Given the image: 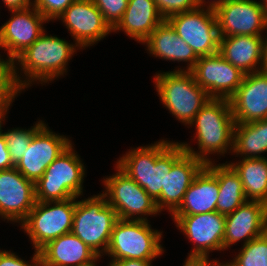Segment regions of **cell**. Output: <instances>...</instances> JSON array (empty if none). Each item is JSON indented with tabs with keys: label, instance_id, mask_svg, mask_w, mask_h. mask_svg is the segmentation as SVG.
<instances>
[{
	"label": "cell",
	"instance_id": "cell-1",
	"mask_svg": "<svg viewBox=\"0 0 267 266\" xmlns=\"http://www.w3.org/2000/svg\"><path fill=\"white\" fill-rule=\"evenodd\" d=\"M184 153L179 142L161 140L150 146L132 149L116 165L156 201L165 189L167 173Z\"/></svg>",
	"mask_w": 267,
	"mask_h": 266
},
{
	"label": "cell",
	"instance_id": "cell-2",
	"mask_svg": "<svg viewBox=\"0 0 267 266\" xmlns=\"http://www.w3.org/2000/svg\"><path fill=\"white\" fill-rule=\"evenodd\" d=\"M192 124L196 125V138L200 151L192 150L186 143L180 145L186 153L204 164L211 162L206 155L214 152L224 154L227 149H233L235 121L230 100L211 98L195 115L190 125Z\"/></svg>",
	"mask_w": 267,
	"mask_h": 266
},
{
	"label": "cell",
	"instance_id": "cell-3",
	"mask_svg": "<svg viewBox=\"0 0 267 266\" xmlns=\"http://www.w3.org/2000/svg\"><path fill=\"white\" fill-rule=\"evenodd\" d=\"M156 90L160 100L181 122L190 125L195 115L211 99L195 81L191 72L178 68L156 74Z\"/></svg>",
	"mask_w": 267,
	"mask_h": 266
},
{
	"label": "cell",
	"instance_id": "cell-4",
	"mask_svg": "<svg viewBox=\"0 0 267 266\" xmlns=\"http://www.w3.org/2000/svg\"><path fill=\"white\" fill-rule=\"evenodd\" d=\"M105 198L102 193L76 201L71 231L99 257L103 252L106 254L112 230L119 219Z\"/></svg>",
	"mask_w": 267,
	"mask_h": 266
},
{
	"label": "cell",
	"instance_id": "cell-5",
	"mask_svg": "<svg viewBox=\"0 0 267 266\" xmlns=\"http://www.w3.org/2000/svg\"><path fill=\"white\" fill-rule=\"evenodd\" d=\"M76 48L73 44L55 36L42 35L14 61L21 64L24 74L30 79L41 82L52 81L66 72V64L74 54Z\"/></svg>",
	"mask_w": 267,
	"mask_h": 266
},
{
	"label": "cell",
	"instance_id": "cell-6",
	"mask_svg": "<svg viewBox=\"0 0 267 266\" xmlns=\"http://www.w3.org/2000/svg\"><path fill=\"white\" fill-rule=\"evenodd\" d=\"M72 147L63 151L35 183L36 201H63L83 193L85 168Z\"/></svg>",
	"mask_w": 267,
	"mask_h": 266
},
{
	"label": "cell",
	"instance_id": "cell-7",
	"mask_svg": "<svg viewBox=\"0 0 267 266\" xmlns=\"http://www.w3.org/2000/svg\"><path fill=\"white\" fill-rule=\"evenodd\" d=\"M152 230L148 221L118 219L106 251L112 261L122 259L152 261L164 251L161 234Z\"/></svg>",
	"mask_w": 267,
	"mask_h": 266
},
{
	"label": "cell",
	"instance_id": "cell-8",
	"mask_svg": "<svg viewBox=\"0 0 267 266\" xmlns=\"http://www.w3.org/2000/svg\"><path fill=\"white\" fill-rule=\"evenodd\" d=\"M76 197L63 201H37L21 227L29 235L35 250L72 231ZM53 203V206H50ZM55 204V205H54Z\"/></svg>",
	"mask_w": 267,
	"mask_h": 266
},
{
	"label": "cell",
	"instance_id": "cell-9",
	"mask_svg": "<svg viewBox=\"0 0 267 266\" xmlns=\"http://www.w3.org/2000/svg\"><path fill=\"white\" fill-rule=\"evenodd\" d=\"M207 8L215 11L220 37L258 36L267 29V13L260 2L214 0Z\"/></svg>",
	"mask_w": 267,
	"mask_h": 266
},
{
	"label": "cell",
	"instance_id": "cell-10",
	"mask_svg": "<svg viewBox=\"0 0 267 266\" xmlns=\"http://www.w3.org/2000/svg\"><path fill=\"white\" fill-rule=\"evenodd\" d=\"M198 57L219 52V32L215 11L198 7L166 19Z\"/></svg>",
	"mask_w": 267,
	"mask_h": 266
},
{
	"label": "cell",
	"instance_id": "cell-11",
	"mask_svg": "<svg viewBox=\"0 0 267 266\" xmlns=\"http://www.w3.org/2000/svg\"><path fill=\"white\" fill-rule=\"evenodd\" d=\"M118 172L104 179L105 191L103 194L108 198L107 203L116 211L119 219L145 220L140 214L153 215L160 212L156 202L147 192L131 177L123 172L117 165ZM109 196V197H108ZM135 215H139L133 217Z\"/></svg>",
	"mask_w": 267,
	"mask_h": 266
},
{
	"label": "cell",
	"instance_id": "cell-12",
	"mask_svg": "<svg viewBox=\"0 0 267 266\" xmlns=\"http://www.w3.org/2000/svg\"><path fill=\"white\" fill-rule=\"evenodd\" d=\"M190 72L210 98L228 100L235 94L245 76V73L219 53L199 57Z\"/></svg>",
	"mask_w": 267,
	"mask_h": 266
},
{
	"label": "cell",
	"instance_id": "cell-13",
	"mask_svg": "<svg viewBox=\"0 0 267 266\" xmlns=\"http://www.w3.org/2000/svg\"><path fill=\"white\" fill-rule=\"evenodd\" d=\"M171 216L176 226L196 245L188 257L208 258L210 251L223 250L225 215L214 211Z\"/></svg>",
	"mask_w": 267,
	"mask_h": 266
},
{
	"label": "cell",
	"instance_id": "cell-14",
	"mask_svg": "<svg viewBox=\"0 0 267 266\" xmlns=\"http://www.w3.org/2000/svg\"><path fill=\"white\" fill-rule=\"evenodd\" d=\"M70 145L68 138L49 131L44 124L32 136L28 149L15 168L25 178L36 183L46 168Z\"/></svg>",
	"mask_w": 267,
	"mask_h": 266
},
{
	"label": "cell",
	"instance_id": "cell-15",
	"mask_svg": "<svg viewBox=\"0 0 267 266\" xmlns=\"http://www.w3.org/2000/svg\"><path fill=\"white\" fill-rule=\"evenodd\" d=\"M60 18L76 40V47L84 48L94 45L113 32L92 0L74 1Z\"/></svg>",
	"mask_w": 267,
	"mask_h": 266
},
{
	"label": "cell",
	"instance_id": "cell-16",
	"mask_svg": "<svg viewBox=\"0 0 267 266\" xmlns=\"http://www.w3.org/2000/svg\"><path fill=\"white\" fill-rule=\"evenodd\" d=\"M35 183L15 167L0 171V216L23 222L36 204Z\"/></svg>",
	"mask_w": 267,
	"mask_h": 266
},
{
	"label": "cell",
	"instance_id": "cell-17",
	"mask_svg": "<svg viewBox=\"0 0 267 266\" xmlns=\"http://www.w3.org/2000/svg\"><path fill=\"white\" fill-rule=\"evenodd\" d=\"M9 11L13 16L0 27V47L14 60L42 35L48 20L34 6Z\"/></svg>",
	"mask_w": 267,
	"mask_h": 266
},
{
	"label": "cell",
	"instance_id": "cell-18",
	"mask_svg": "<svg viewBox=\"0 0 267 266\" xmlns=\"http://www.w3.org/2000/svg\"><path fill=\"white\" fill-rule=\"evenodd\" d=\"M235 124L267 118V74H245L242 84L229 99Z\"/></svg>",
	"mask_w": 267,
	"mask_h": 266
},
{
	"label": "cell",
	"instance_id": "cell-19",
	"mask_svg": "<svg viewBox=\"0 0 267 266\" xmlns=\"http://www.w3.org/2000/svg\"><path fill=\"white\" fill-rule=\"evenodd\" d=\"M267 232V204L247 200L235 211L225 215L223 250L245 239L244 245Z\"/></svg>",
	"mask_w": 267,
	"mask_h": 266
},
{
	"label": "cell",
	"instance_id": "cell-20",
	"mask_svg": "<svg viewBox=\"0 0 267 266\" xmlns=\"http://www.w3.org/2000/svg\"><path fill=\"white\" fill-rule=\"evenodd\" d=\"M204 166L201 160L185 152L166 175L165 189H162L160 197L155 201L158 210L166 208L172 214L181 204L194 177Z\"/></svg>",
	"mask_w": 267,
	"mask_h": 266
},
{
	"label": "cell",
	"instance_id": "cell-21",
	"mask_svg": "<svg viewBox=\"0 0 267 266\" xmlns=\"http://www.w3.org/2000/svg\"><path fill=\"white\" fill-rule=\"evenodd\" d=\"M39 252L41 266H96L100 258L72 232L49 241Z\"/></svg>",
	"mask_w": 267,
	"mask_h": 266
},
{
	"label": "cell",
	"instance_id": "cell-22",
	"mask_svg": "<svg viewBox=\"0 0 267 266\" xmlns=\"http://www.w3.org/2000/svg\"><path fill=\"white\" fill-rule=\"evenodd\" d=\"M264 43L262 35L220 37L218 53L245 74L259 72L263 65Z\"/></svg>",
	"mask_w": 267,
	"mask_h": 266
},
{
	"label": "cell",
	"instance_id": "cell-23",
	"mask_svg": "<svg viewBox=\"0 0 267 266\" xmlns=\"http://www.w3.org/2000/svg\"><path fill=\"white\" fill-rule=\"evenodd\" d=\"M217 178L204 166L194 177L179 207L172 215H196L216 211Z\"/></svg>",
	"mask_w": 267,
	"mask_h": 266
},
{
	"label": "cell",
	"instance_id": "cell-24",
	"mask_svg": "<svg viewBox=\"0 0 267 266\" xmlns=\"http://www.w3.org/2000/svg\"><path fill=\"white\" fill-rule=\"evenodd\" d=\"M143 43L147 44V50L156 57L188 62L186 70L189 72L199 59L193 49L178 36L166 20L158 25Z\"/></svg>",
	"mask_w": 267,
	"mask_h": 266
},
{
	"label": "cell",
	"instance_id": "cell-25",
	"mask_svg": "<svg viewBox=\"0 0 267 266\" xmlns=\"http://www.w3.org/2000/svg\"><path fill=\"white\" fill-rule=\"evenodd\" d=\"M164 20L154 0H129L122 19L113 31L122 29L126 35L143 43Z\"/></svg>",
	"mask_w": 267,
	"mask_h": 266
},
{
	"label": "cell",
	"instance_id": "cell-26",
	"mask_svg": "<svg viewBox=\"0 0 267 266\" xmlns=\"http://www.w3.org/2000/svg\"><path fill=\"white\" fill-rule=\"evenodd\" d=\"M205 167L218 180L219 194L216 204L218 213L230 214L247 201L240 177L229 164L215 166L210 162L205 164Z\"/></svg>",
	"mask_w": 267,
	"mask_h": 266
},
{
	"label": "cell",
	"instance_id": "cell-27",
	"mask_svg": "<svg viewBox=\"0 0 267 266\" xmlns=\"http://www.w3.org/2000/svg\"><path fill=\"white\" fill-rule=\"evenodd\" d=\"M229 165L239 175L246 199L267 204V158H242Z\"/></svg>",
	"mask_w": 267,
	"mask_h": 266
},
{
	"label": "cell",
	"instance_id": "cell-28",
	"mask_svg": "<svg viewBox=\"0 0 267 266\" xmlns=\"http://www.w3.org/2000/svg\"><path fill=\"white\" fill-rule=\"evenodd\" d=\"M232 150L245 155L243 158H263L260 154L267 152V118L235 124Z\"/></svg>",
	"mask_w": 267,
	"mask_h": 266
},
{
	"label": "cell",
	"instance_id": "cell-29",
	"mask_svg": "<svg viewBox=\"0 0 267 266\" xmlns=\"http://www.w3.org/2000/svg\"><path fill=\"white\" fill-rule=\"evenodd\" d=\"M15 64L11 57L7 61L0 58V108H9L15 96L29 85L17 75Z\"/></svg>",
	"mask_w": 267,
	"mask_h": 266
},
{
	"label": "cell",
	"instance_id": "cell-30",
	"mask_svg": "<svg viewBox=\"0 0 267 266\" xmlns=\"http://www.w3.org/2000/svg\"><path fill=\"white\" fill-rule=\"evenodd\" d=\"M225 266H267V232L243 245L234 260Z\"/></svg>",
	"mask_w": 267,
	"mask_h": 266
},
{
	"label": "cell",
	"instance_id": "cell-31",
	"mask_svg": "<svg viewBox=\"0 0 267 266\" xmlns=\"http://www.w3.org/2000/svg\"><path fill=\"white\" fill-rule=\"evenodd\" d=\"M44 125L42 121L31 127L29 130L14 128L13 130H8L4 132V137L6 140V145L8 148L9 155L11 157L12 163L16 164L23 158L24 152L28 149L32 136Z\"/></svg>",
	"mask_w": 267,
	"mask_h": 266
},
{
	"label": "cell",
	"instance_id": "cell-32",
	"mask_svg": "<svg viewBox=\"0 0 267 266\" xmlns=\"http://www.w3.org/2000/svg\"><path fill=\"white\" fill-rule=\"evenodd\" d=\"M129 0H92L113 29L122 19Z\"/></svg>",
	"mask_w": 267,
	"mask_h": 266
},
{
	"label": "cell",
	"instance_id": "cell-33",
	"mask_svg": "<svg viewBox=\"0 0 267 266\" xmlns=\"http://www.w3.org/2000/svg\"><path fill=\"white\" fill-rule=\"evenodd\" d=\"M157 10L166 20L168 17L198 8L196 0H154Z\"/></svg>",
	"mask_w": 267,
	"mask_h": 266
},
{
	"label": "cell",
	"instance_id": "cell-34",
	"mask_svg": "<svg viewBox=\"0 0 267 266\" xmlns=\"http://www.w3.org/2000/svg\"><path fill=\"white\" fill-rule=\"evenodd\" d=\"M76 0H34L33 6L49 21L59 19Z\"/></svg>",
	"mask_w": 267,
	"mask_h": 266
},
{
	"label": "cell",
	"instance_id": "cell-35",
	"mask_svg": "<svg viewBox=\"0 0 267 266\" xmlns=\"http://www.w3.org/2000/svg\"><path fill=\"white\" fill-rule=\"evenodd\" d=\"M33 264H28L20 259L15 253L8 251H0V266H41L40 252L35 250L32 257Z\"/></svg>",
	"mask_w": 267,
	"mask_h": 266
},
{
	"label": "cell",
	"instance_id": "cell-36",
	"mask_svg": "<svg viewBox=\"0 0 267 266\" xmlns=\"http://www.w3.org/2000/svg\"><path fill=\"white\" fill-rule=\"evenodd\" d=\"M4 136L0 137V171L14 168Z\"/></svg>",
	"mask_w": 267,
	"mask_h": 266
},
{
	"label": "cell",
	"instance_id": "cell-37",
	"mask_svg": "<svg viewBox=\"0 0 267 266\" xmlns=\"http://www.w3.org/2000/svg\"><path fill=\"white\" fill-rule=\"evenodd\" d=\"M209 261L208 258L187 257L183 266H225L223 263H218L217 260Z\"/></svg>",
	"mask_w": 267,
	"mask_h": 266
},
{
	"label": "cell",
	"instance_id": "cell-38",
	"mask_svg": "<svg viewBox=\"0 0 267 266\" xmlns=\"http://www.w3.org/2000/svg\"><path fill=\"white\" fill-rule=\"evenodd\" d=\"M152 261L122 259L111 261L108 266H152Z\"/></svg>",
	"mask_w": 267,
	"mask_h": 266
},
{
	"label": "cell",
	"instance_id": "cell-39",
	"mask_svg": "<svg viewBox=\"0 0 267 266\" xmlns=\"http://www.w3.org/2000/svg\"><path fill=\"white\" fill-rule=\"evenodd\" d=\"M31 0H3L9 10L26 9L33 6Z\"/></svg>",
	"mask_w": 267,
	"mask_h": 266
},
{
	"label": "cell",
	"instance_id": "cell-40",
	"mask_svg": "<svg viewBox=\"0 0 267 266\" xmlns=\"http://www.w3.org/2000/svg\"><path fill=\"white\" fill-rule=\"evenodd\" d=\"M261 71L267 74V38H265V43H264L263 65Z\"/></svg>",
	"mask_w": 267,
	"mask_h": 266
},
{
	"label": "cell",
	"instance_id": "cell-41",
	"mask_svg": "<svg viewBox=\"0 0 267 266\" xmlns=\"http://www.w3.org/2000/svg\"><path fill=\"white\" fill-rule=\"evenodd\" d=\"M9 108H0V137L1 136H3L4 135V133H2V127H1V125H2V121H4V120H2V118H5V114L7 113V110H8Z\"/></svg>",
	"mask_w": 267,
	"mask_h": 266
},
{
	"label": "cell",
	"instance_id": "cell-42",
	"mask_svg": "<svg viewBox=\"0 0 267 266\" xmlns=\"http://www.w3.org/2000/svg\"><path fill=\"white\" fill-rule=\"evenodd\" d=\"M263 2L260 1V3L264 6L265 11L267 13V0H262Z\"/></svg>",
	"mask_w": 267,
	"mask_h": 266
},
{
	"label": "cell",
	"instance_id": "cell-43",
	"mask_svg": "<svg viewBox=\"0 0 267 266\" xmlns=\"http://www.w3.org/2000/svg\"><path fill=\"white\" fill-rule=\"evenodd\" d=\"M198 7H203L202 4L205 2L204 0H196Z\"/></svg>",
	"mask_w": 267,
	"mask_h": 266
}]
</instances>
